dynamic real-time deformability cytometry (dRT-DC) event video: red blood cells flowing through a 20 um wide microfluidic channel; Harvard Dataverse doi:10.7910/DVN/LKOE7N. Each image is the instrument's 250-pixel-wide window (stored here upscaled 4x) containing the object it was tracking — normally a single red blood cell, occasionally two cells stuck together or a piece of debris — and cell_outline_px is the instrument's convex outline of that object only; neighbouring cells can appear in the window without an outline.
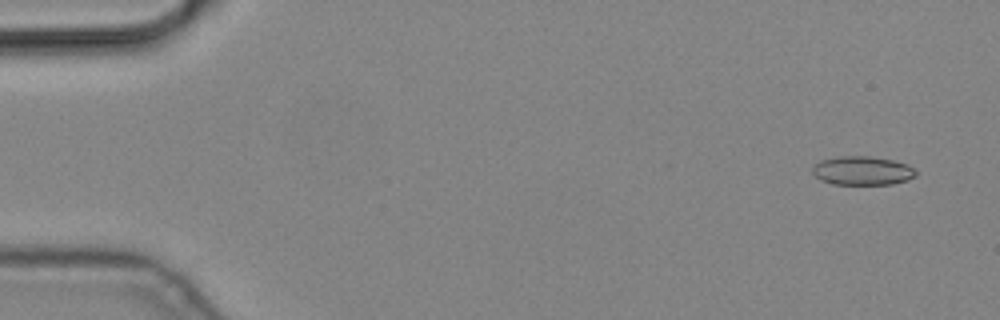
{"species": "common noctule bat (a hibernating species)", "species_latin": "Nyctalus noctula", "temperature_condition": "cold", "stored_images_in_passage": 5, "camera_frame_rate_fps": 3000, "um_per_image_px": 0.085, "animal": {"sex": "male", "body_mass_g": 19.2, "forearm_length_mm": 51.8}, "frame": {"image": 1, "passage_image": 1, "time_ms": 0.0, "image_size_px": [1000, 320], "cell_outline_px": [[916, 176], [908, 180], [892, 184], [832, 184], [820, 180], [812, 172], [812, 168], [820, 160], [836, 156], [868, 156], [892, 160], [908, 164], [916, 168]], "centroid_in_image_um": [73.32, 14.5], "position_along_channel_um": 11.7, "area_um2": 17.51}}
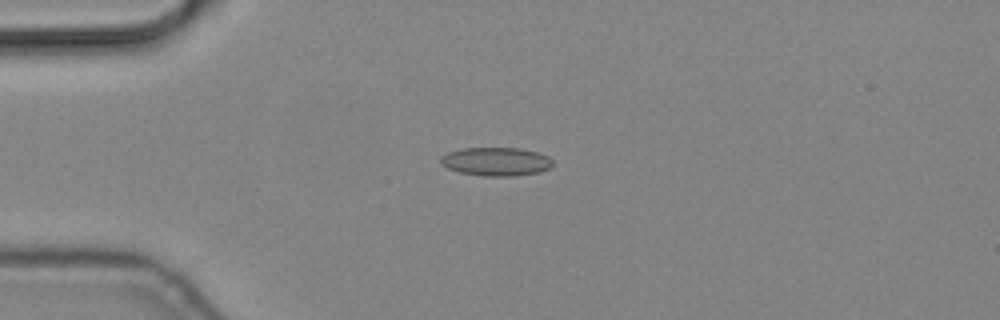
{"frame": {"image": 2, "passage_image": 4, "time_ms": 1.0, "image_size_px": [1000, 320], "cell_outline_px": [[552, 164], [548, 168], [540, 172], [516, 176], [480, 176], [460, 172], [448, 168], [440, 164], [440, 156], [448, 152], [464, 148], [520, 148], [536, 152], [548, 156], [552, 160]], "centroid_in_image_um": [42.14, 13.74], "position_along_channel_um": 42.9, "area_um2": 18.67}}